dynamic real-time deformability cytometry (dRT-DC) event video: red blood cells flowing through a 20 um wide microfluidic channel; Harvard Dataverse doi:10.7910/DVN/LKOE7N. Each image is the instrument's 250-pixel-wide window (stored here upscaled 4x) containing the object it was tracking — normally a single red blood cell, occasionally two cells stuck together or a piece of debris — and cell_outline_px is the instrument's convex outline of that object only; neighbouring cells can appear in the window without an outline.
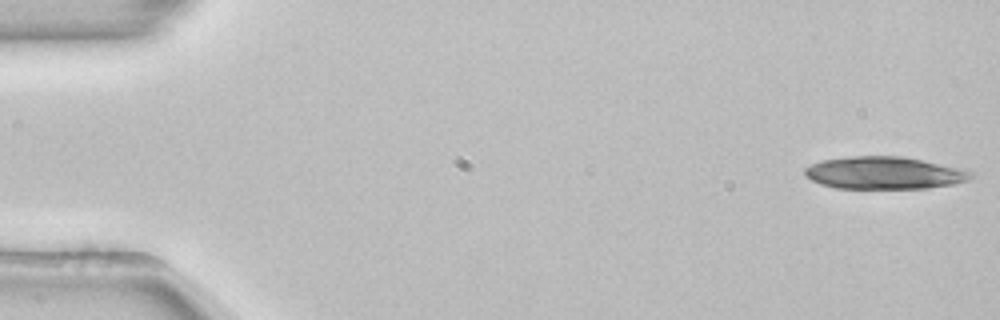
{"species": "common noctule bat (a hibernating species)", "species_latin": "Nyctalus noctula", "temperature_condition": "room temperature", "stored_images_in_passage": 53, "camera_frame_rate_fps": 3000, "um_per_image_px": 0.085, "animal": {"sex": "female", "body_mass_g": 22.7, "forearm_length_mm": 54.2}, "frame": {"image": 1, "passage_image": 1, "time_ms": 0.0, "image_size_px": [1000, 320], "cell_outline_px": [[972, 176], [968, 180], [952, 184], [928, 188], [836, 188], [820, 184], [804, 176], [804, 168], [820, 160], [852, 156], [904, 156], [956, 168], [972, 172]], "centroid_in_image_um": [75.08, 14.7], "position_along_channel_um": 9.9, "area_um2": 31.1}}
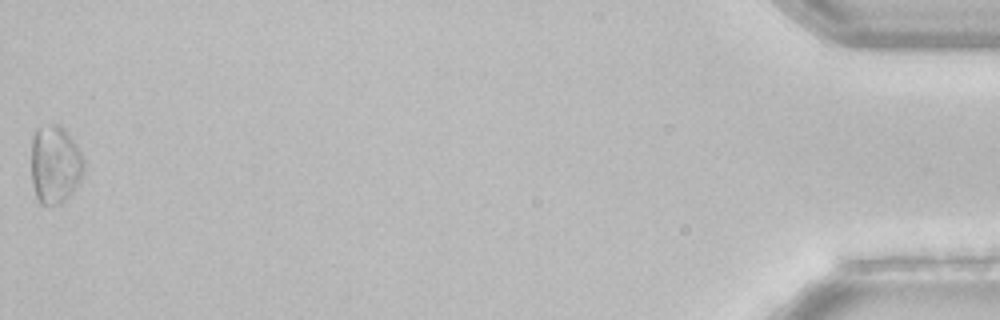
{"frame": {"image": 2, "passage_image": 53, "time_ms": 17.333, "image_size_px": [1000, 320], "cell_outline_px": [[84, 168], [80, 180], [72, 192], [60, 204], [40, 204], [36, 196], [32, 184], [32, 140], [36, 128], [52, 124], [56, 124], [64, 128], [76, 144], [84, 160]], "centroid_in_image_um": [4.67, 13.97], "position_along_channel_um": 430.5, "area_um2": 23.81}, "authors_computed_cell_mechanics": {"area_um2": 18.0914, "velocity_mm_per_s": 3.8809, "shape_relaxation_time_tau1_ms": null, "shape_relaxation_time_tau2_ms": 6.0082, "deformation_change_tau1": null, "deformation_change_tau2": 0.1481}}